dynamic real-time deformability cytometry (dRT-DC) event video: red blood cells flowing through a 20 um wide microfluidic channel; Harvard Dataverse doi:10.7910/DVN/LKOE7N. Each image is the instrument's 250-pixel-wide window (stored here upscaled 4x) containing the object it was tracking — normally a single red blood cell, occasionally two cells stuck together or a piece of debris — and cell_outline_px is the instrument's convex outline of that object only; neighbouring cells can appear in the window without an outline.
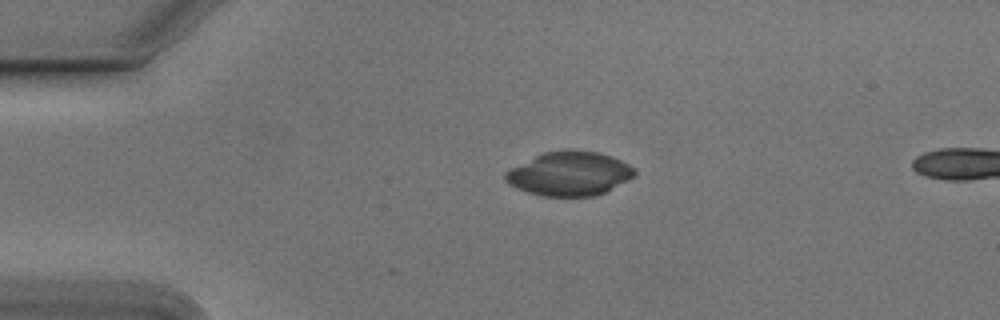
{"species": "Egyptian fruit bat (a non-hibernating species)", "species_latin": "Rousettus aegyptiacus", "temperature_condition": "cold", "stored_images_in_passage": 23, "camera_frame_rate_fps": 3000, "um_per_image_px": 0.085, "animal": {"sex": "male"}, "frame": {"image": 1, "passage_image": 1, "time_ms": 0.0, "image_size_px": [1000, 320], "cell_outline_px": [[636, 176], [596, 196], [544, 196], [528, 192], [516, 188], [508, 184], [504, 180], [504, 172], [508, 168], [540, 152], [560, 148], [572, 148], [596, 152], [612, 156], [636, 168]], "centroid_in_image_um": [48.35, 14.72], "position_along_channel_um": 36.6, "area_um2": 33.99}}